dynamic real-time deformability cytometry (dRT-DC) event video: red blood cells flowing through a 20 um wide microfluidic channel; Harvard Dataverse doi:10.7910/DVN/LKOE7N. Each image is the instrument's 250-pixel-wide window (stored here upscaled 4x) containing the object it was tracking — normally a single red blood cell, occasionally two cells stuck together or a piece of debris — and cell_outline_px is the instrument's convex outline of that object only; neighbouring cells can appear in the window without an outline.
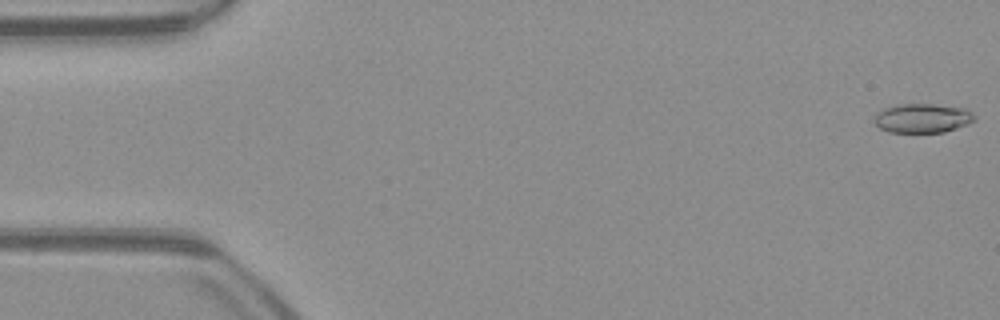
{"species": "common noctule bat (a hibernating species)", "species_latin": "Nyctalus noctula", "temperature_condition": "warm", "stored_images_in_passage": 52, "camera_frame_rate_fps": 3000, "um_per_image_px": 0.085, "animal": {"sex": "male", "body_mass_g": 23.1, "forearm_length_mm": 52.7}, "frame": {"image": 1, "passage_image": 1, "time_ms": 0.0, "image_size_px": [1000, 320], "cell_outline_px": [[976, 120], [968, 124], [944, 132], [888, 132], [880, 128], [872, 120], [876, 112], [884, 108], [900, 104], [932, 104], [964, 108], [972, 112], [976, 116]], "centroid_in_image_um": [78.4, 10.04], "position_along_channel_um": 6.6, "area_um2": 17.17}}
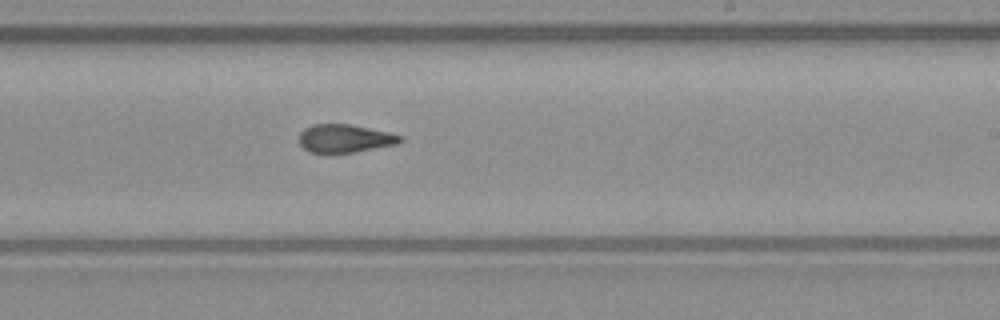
{"frame": {"image": 2, "passage_image": 31, "time_ms": 10.0, "image_size_px": [1000, 320], "cell_outline_px": [[404, 140], [396, 144], [352, 152], [312, 152], [304, 148], [300, 144], [300, 132], [304, 128], [312, 124], [352, 124], [388, 132], [400, 136]], "centroid_in_image_um": [29.3, 11.74], "position_along_channel_um": 259.7, "area_um2": 16.3}}
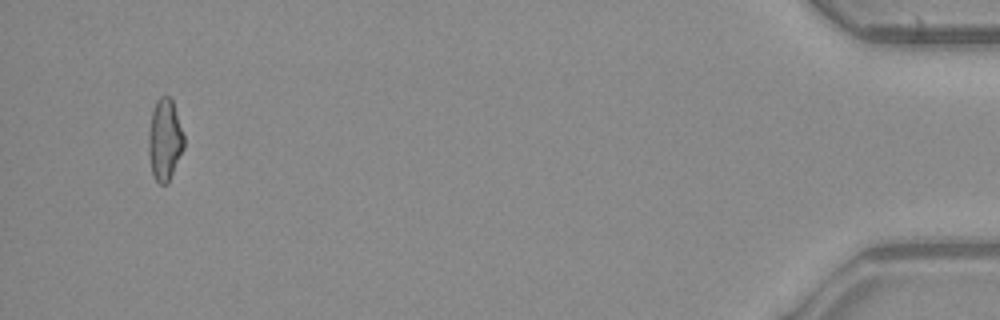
{"frame": {"image": 3, "passage_image": 50, "time_ms": 16.333, "image_size_px": [1000, 320], "cell_outline_px": [[184, 148], [168, 184], [160, 184], [156, 180], [152, 172], [148, 152], [148, 132], [152, 112], [156, 100], [160, 96], [168, 96], [172, 100], [184, 136]], "centroid_in_image_um": [14.0, 11.89], "position_along_channel_um": 421.2, "area_um2": 16.82}, "authors_computed_cell_mechanics": {"area_um2": 17.1377, "velocity_mm_per_s": 3.9483, "shape_relaxation_time_tau1_ms": null, "shape_relaxation_time_tau2_ms": 1.9529, "deformation_change_tau1": null, "deformation_change_tau2": 0.0876}}